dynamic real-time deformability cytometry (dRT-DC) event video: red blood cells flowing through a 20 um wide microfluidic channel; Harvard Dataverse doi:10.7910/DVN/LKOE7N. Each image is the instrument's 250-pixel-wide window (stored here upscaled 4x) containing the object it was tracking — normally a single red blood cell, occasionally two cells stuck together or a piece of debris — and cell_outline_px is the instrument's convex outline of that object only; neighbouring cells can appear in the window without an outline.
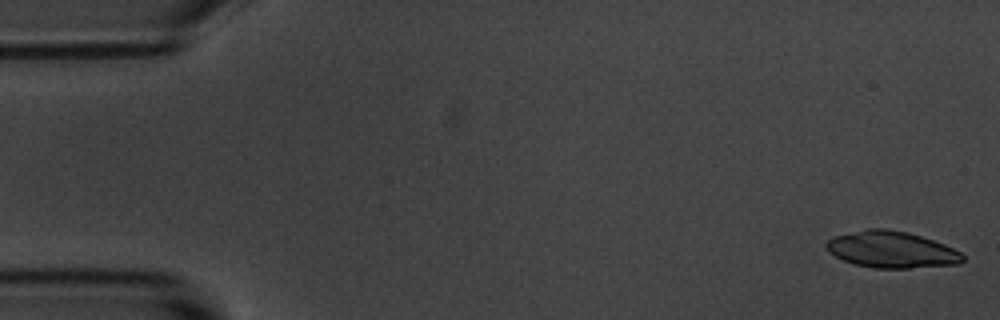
{"species": "common noctule bat (a hibernating species)", "species_latin": "Nyctalus noctula", "temperature_condition": "room temperature", "stored_images_in_passage": 54, "camera_frame_rate_fps": 3000, "um_per_image_px": 0.085, "animal": {"sex": "male", "body_mass_g": 20.1, "forearm_length_mm": 53.5}, "frame": {"image": 1, "passage_image": 1, "time_ms": 0.0, "image_size_px": [1000, 320], "cell_outline_px": [[964, 260], [960, 264], [908, 268], [872, 268], [856, 264], [844, 260], [828, 252], [824, 244], [832, 236], [864, 228], [888, 228], [908, 232], [944, 244], [960, 252], [964, 256]], "centroid_in_image_um": [75.75, 21.2], "position_along_channel_um": 9.3, "area_um2": 29.25}}